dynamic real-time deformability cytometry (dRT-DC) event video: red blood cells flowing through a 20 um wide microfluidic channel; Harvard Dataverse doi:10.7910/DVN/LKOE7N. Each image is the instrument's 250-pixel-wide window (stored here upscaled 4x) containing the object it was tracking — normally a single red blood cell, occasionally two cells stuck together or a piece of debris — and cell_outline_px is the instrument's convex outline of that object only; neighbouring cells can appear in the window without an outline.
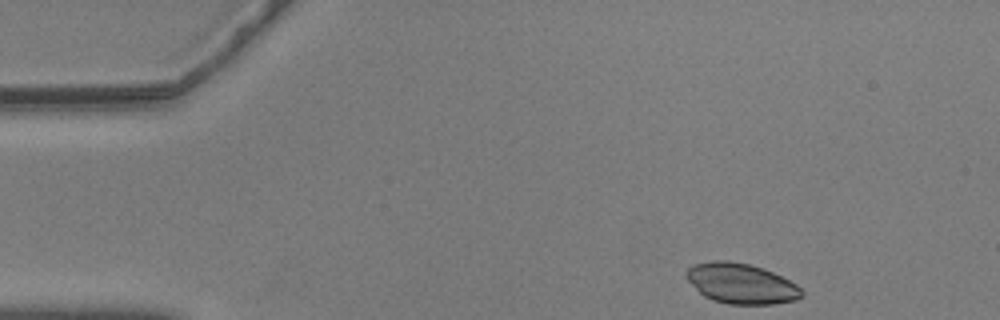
{"species": "common noctule bat (a hibernating species)", "species_latin": "Nyctalus noctula", "temperature_condition": "warm", "stored_images_in_passage": 27, "camera_frame_rate_fps": 3000, "um_per_image_px": 0.085, "animal": {"sex": "male", "body_mass_g": 20.5, "forearm_length_mm": 52.5}, "frame": {"image": 1, "passage_image": 1, "time_ms": 0.0, "image_size_px": [1000, 320], "cell_outline_px": [[804, 296], [796, 300], [772, 304], [728, 304], [712, 300], [704, 296], [684, 276], [684, 272], [692, 264], [712, 260], [728, 260], [748, 264], [772, 272], [796, 284], [804, 292]], "centroid_in_image_um": [62.97, 24.1], "position_along_channel_um": 22.0, "area_um2": 27.11}}
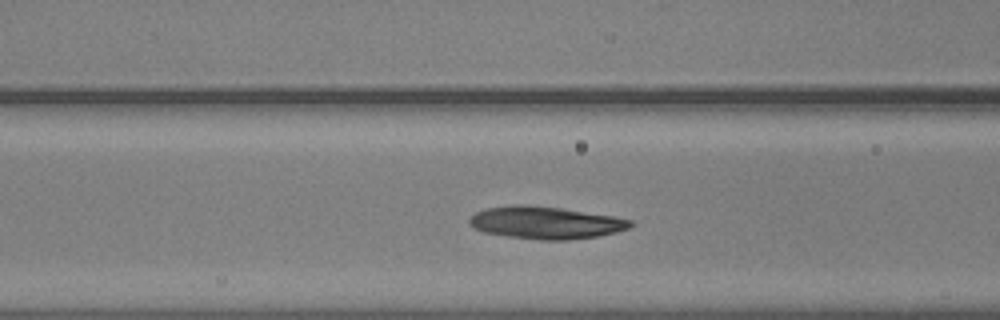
{"frame": {"image": 2, "passage_image": 16, "time_ms": 5.0, "image_size_px": [1000, 320], "cell_outline_px": [[636, 224], [628, 228], [616, 232], [596, 236], [568, 240], [536, 240], [508, 236], [484, 232], [468, 224], [468, 220], [476, 212], [484, 208], [512, 204], [524, 204], [560, 208], [612, 216], [632, 220]], "centroid_in_image_um": [46.36, 18.92], "position_along_channel_um": 120.2, "area_um2": 30.4}}
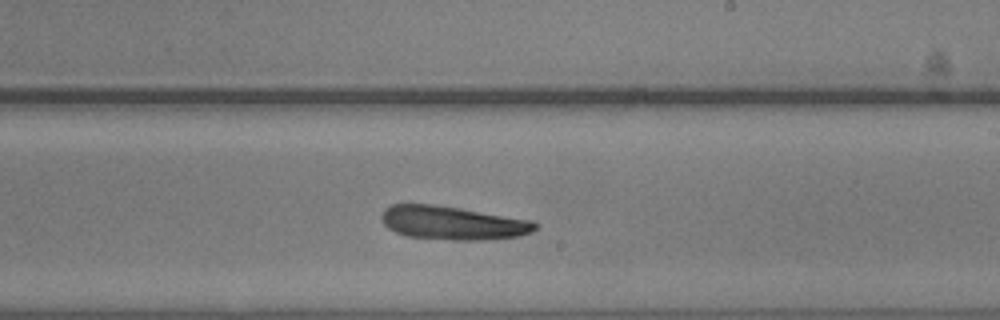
{"frame": {"image": 3, "passage_image": 27, "time_ms": 8.667, "image_size_px": [1000, 320], "cell_outline_px": [[536, 228], [532, 232], [520, 236], [492, 240], [452, 240], [408, 236], [396, 232], [388, 228], [384, 224], [380, 216], [384, 208], [392, 204], [432, 204], [460, 208], [536, 220]], "centroid_in_image_um": [38.52, 18.95], "position_along_channel_um": 250.5, "area_um2": 30.4}}